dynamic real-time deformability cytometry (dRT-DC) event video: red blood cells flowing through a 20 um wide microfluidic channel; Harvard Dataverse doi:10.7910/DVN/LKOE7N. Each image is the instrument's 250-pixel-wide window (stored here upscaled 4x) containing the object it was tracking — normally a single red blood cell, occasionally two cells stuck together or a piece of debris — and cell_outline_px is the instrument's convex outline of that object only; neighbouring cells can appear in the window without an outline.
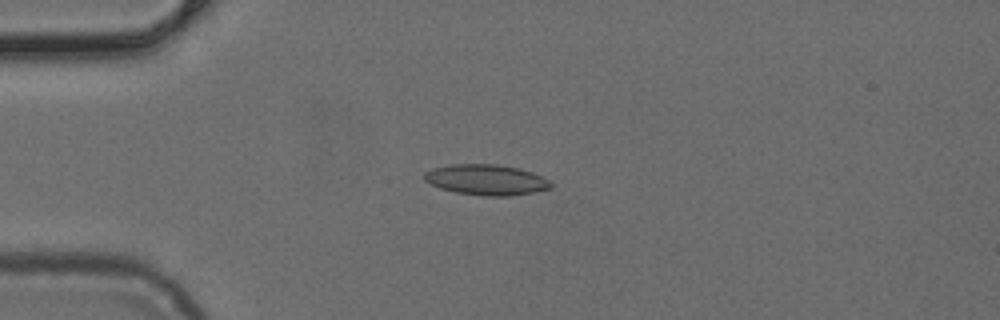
{"species": "common noctule bat (a hibernating species)", "species_latin": "Nyctalus noctula", "temperature_condition": "cold", "stored_images_in_passage": 6, "camera_frame_rate_fps": 3000, "um_per_image_px": 0.085, "animal": {"sex": "female", "body_mass_g": 24.6, "forearm_length_mm": 56.2}, "frame": {"image": 1, "passage_image": 1, "time_ms": 0.0, "image_size_px": [1000, 320], "cell_outline_px": [[552, 188], [532, 192], [508, 196], [484, 196], [456, 192], [440, 188], [424, 180], [424, 172], [432, 168], [452, 164], [496, 164], [520, 168], [532, 172], [548, 180], [552, 184]], "centroid_in_image_um": [41.32, 15.27], "position_along_channel_um": 43.7, "area_um2": 22.48}}
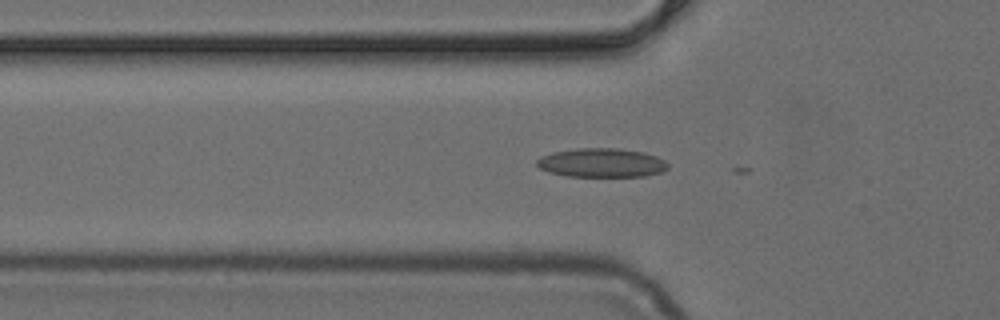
{"frame": {"image": 2, "passage_image": 5, "time_ms": 1.333, "image_size_px": [1000, 320], "cell_outline_px": [[668, 168], [664, 172], [644, 176], [568, 176], [548, 172], [540, 168], [536, 164], [536, 160], [540, 156], [552, 152], [576, 148], [620, 148], [644, 152], [656, 156], [664, 160], [668, 164]], "centroid_in_image_um": [51.14, 13.83], "position_along_channel_um": 74.7, "area_um2": 22.31}}